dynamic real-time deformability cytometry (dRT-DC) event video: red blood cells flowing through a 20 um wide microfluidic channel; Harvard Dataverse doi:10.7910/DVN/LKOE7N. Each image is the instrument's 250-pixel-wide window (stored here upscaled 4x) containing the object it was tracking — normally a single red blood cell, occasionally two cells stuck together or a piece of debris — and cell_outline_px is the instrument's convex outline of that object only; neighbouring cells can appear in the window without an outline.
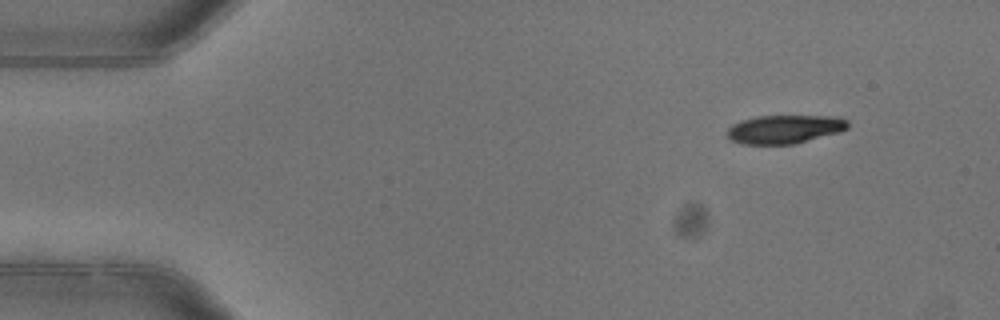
{"species": "common noctule bat (a hibernating species)", "species_latin": "Nyctalus noctula", "temperature_condition": "warm", "stored_images_in_passage": 5, "camera_frame_rate_fps": 3000, "um_per_image_px": 0.085, "animal": {"sex": "female"}, "frame": {"image": 1, "passage_image": 1, "time_ms": 0.0, "image_size_px": [1000, 320], "cell_outline_px": [[848, 128], [840, 132], [796, 144], [740, 144], [728, 140], [728, 128], [732, 124], [740, 120], [756, 116], [832, 116], [848, 120]], "centroid_in_image_um": [66.67, 10.99], "position_along_channel_um": 18.3, "area_um2": 20.29}}
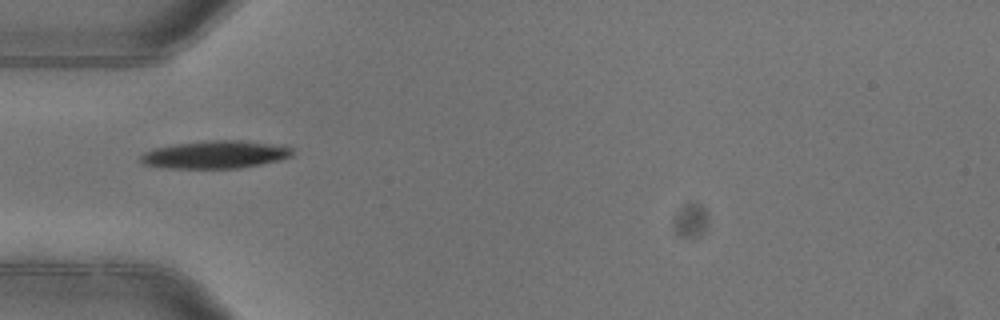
{"frame": {"image": 2, "passage_image": 4, "time_ms": 1.0, "image_size_px": [1000, 320], "cell_outline_px": [[292, 156], [280, 160], [260, 164], [236, 168], [172, 168], [144, 164], [140, 160], [140, 156], [144, 152], [152, 148], [176, 144], [208, 140], [240, 140], [284, 144], [292, 148]], "centroid_in_image_um": [18.35, 13.12], "position_along_channel_um": 66.7, "area_um2": 24.62}}